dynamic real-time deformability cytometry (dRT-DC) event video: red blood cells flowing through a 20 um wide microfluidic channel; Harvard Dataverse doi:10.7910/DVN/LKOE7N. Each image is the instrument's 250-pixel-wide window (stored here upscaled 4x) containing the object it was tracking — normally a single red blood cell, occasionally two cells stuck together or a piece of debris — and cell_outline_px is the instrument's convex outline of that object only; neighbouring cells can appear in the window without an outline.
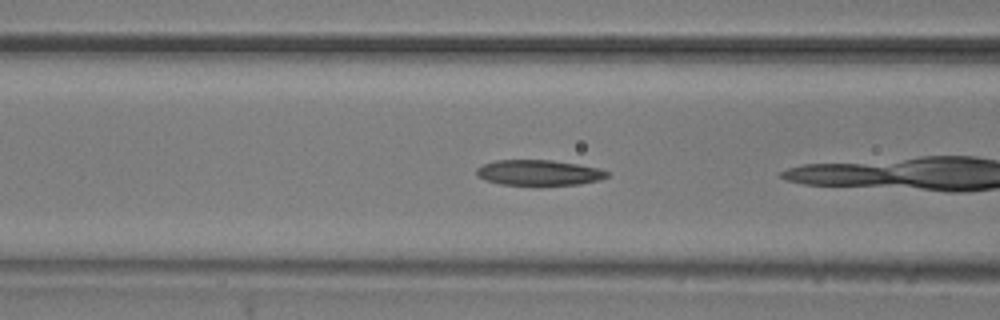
{"species": "common noctule bat (a hibernating species)", "species_latin": "Nyctalus noctula", "temperature_condition": "room temperature", "stored_images_in_passage": 21, "camera_frame_rate_fps": 3000, "um_per_image_px": 0.085, "animal": {"sex": "male", "body_mass_g": 20.5, "forearm_length_mm": 52.5}, "frame": {"image": 1, "passage_image": 4, "time_ms": 1.0, "image_size_px": [1000, 320], "cell_outline_px": [[608, 176], [600, 180], [580, 184], [540, 188], [536, 188], [500, 184], [484, 180], [476, 176], [476, 168], [484, 164], [496, 160], [552, 160], [600, 168], [608, 172]], "centroid_in_image_um": [45.78, 14.73], "position_along_channel_um": 120.8, "area_um2": 20.4}}
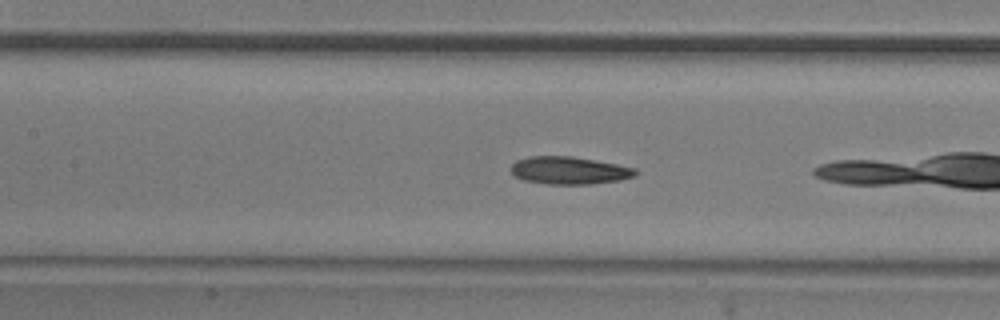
{"frame": {"image": 2, "passage_image": 7, "time_ms": 2.0, "image_size_px": [1000, 320], "cell_outline_px": [[640, 172], [636, 176], [620, 180], [588, 184], [548, 184], [524, 180], [516, 176], [512, 172], [512, 164], [516, 160], [528, 156], [572, 156], [616, 164], [636, 168]], "centroid_in_image_um": [48.42, 14.48], "position_along_channel_um": 159.0, "area_um2": 20.0}}
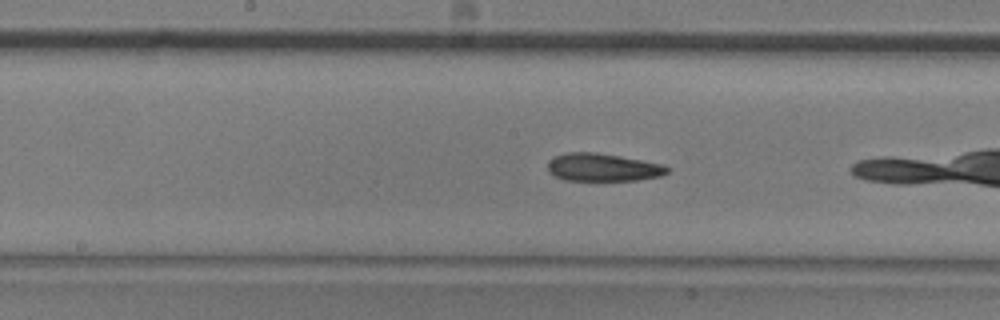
{"frame": {"image": 3, "passage_image": 10, "time_ms": 3.0, "image_size_px": [1000, 320], "cell_outline_px": [[672, 168], [668, 172], [660, 176], [636, 180], [564, 180], [548, 172], [548, 160], [556, 156], [568, 152], [596, 152], [620, 156], [664, 164]], "centroid_in_image_um": [51.26, 14.22], "position_along_channel_um": 196.9, "area_um2": 19.42}}